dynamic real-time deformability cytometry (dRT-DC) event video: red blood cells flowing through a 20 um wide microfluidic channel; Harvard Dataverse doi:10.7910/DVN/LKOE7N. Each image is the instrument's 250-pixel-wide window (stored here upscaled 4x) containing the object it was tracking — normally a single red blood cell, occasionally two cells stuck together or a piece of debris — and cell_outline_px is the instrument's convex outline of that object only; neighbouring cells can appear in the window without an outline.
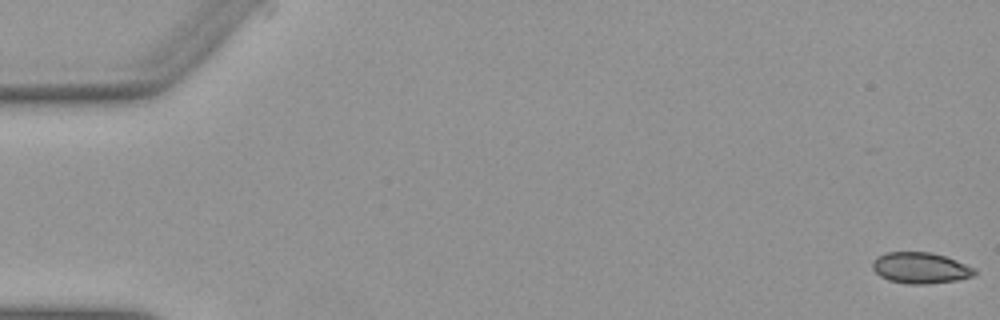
{"species": "Egyptian fruit bat (a non-hibernating species)", "species_latin": "Rousettus aegyptiacus", "temperature_condition": "warm", "stored_images_in_passage": 53, "camera_frame_rate_fps": 3000, "um_per_image_px": 0.085, "animal": {"sex": "female"}, "frame": {"image": 1, "passage_image": 1, "time_ms": 0.0, "image_size_px": [1000, 320], "cell_outline_px": [[976, 272], [972, 276], [956, 280], [928, 284], [908, 284], [888, 280], [880, 276], [872, 268], [872, 260], [876, 256], [888, 252], [932, 252], [956, 260], [976, 268]], "centroid_in_image_um": [78.21, 22.77], "position_along_channel_um": 6.8, "area_um2": 18.55}}
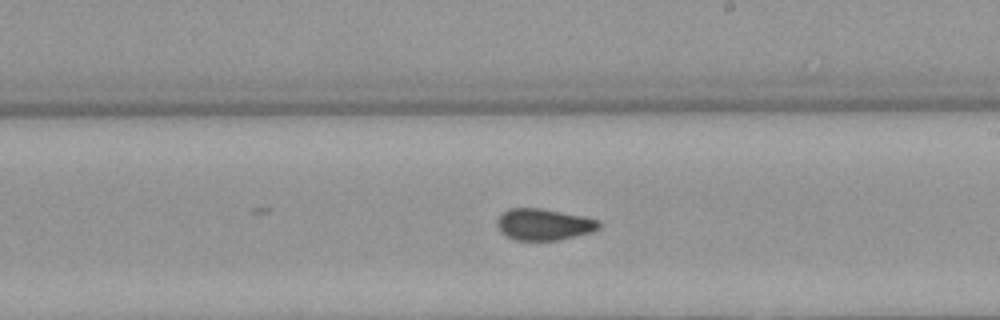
{"frame": {"image": 2, "passage_image": 31, "time_ms": 10.0, "image_size_px": [1000, 320], "cell_outline_px": [[600, 228], [592, 232], [560, 240], [516, 240], [500, 232], [496, 224], [496, 220], [508, 208], [540, 208], [584, 216], [600, 220]], "centroid_in_image_um": [46.24, 19.07], "position_along_channel_um": 242.8, "area_um2": 18.79}}
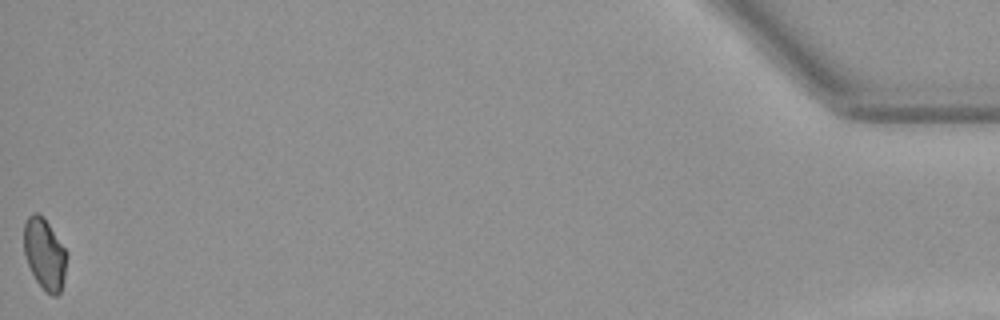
{"frame": {"image": 3, "passage_image": 53, "time_ms": 17.333, "image_size_px": [1000, 320], "cell_outline_px": [[64, 276], [60, 292], [56, 296], [52, 296], [36, 280], [24, 256], [24, 224], [28, 216], [32, 212], [36, 212], [48, 224], [64, 248]], "centroid_in_image_um": [3.74, 21.57], "position_along_channel_um": 431.5, "area_um2": 16.94}}